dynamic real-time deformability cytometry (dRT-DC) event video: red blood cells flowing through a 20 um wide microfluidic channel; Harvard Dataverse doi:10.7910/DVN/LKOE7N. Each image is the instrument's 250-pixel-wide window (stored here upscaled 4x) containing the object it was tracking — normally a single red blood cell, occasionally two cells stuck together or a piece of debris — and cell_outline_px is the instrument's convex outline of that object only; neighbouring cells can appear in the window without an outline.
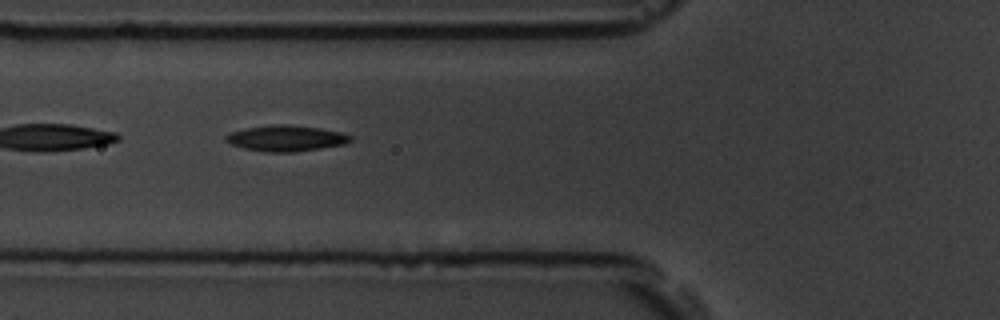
{"species": "common noctule bat (a hibernating species)", "species_latin": "Nyctalus noctula", "temperature_condition": "room temperature", "stored_images_in_passage": 7, "camera_frame_rate_fps": 3000, "um_per_image_px": 0.085, "animal": {"sex": "male", "body_mass_g": 19.5, "forearm_length_mm": 54.6}, "frame": {"image": 1, "passage_image": 6, "time_ms": 1.667, "image_size_px": [1000, 320], "cell_outline_px": [[352, 140], [344, 144], [296, 152], [268, 152], [244, 148], [232, 144], [224, 140], [224, 136], [228, 132], [244, 128], [272, 124], [288, 124], [320, 128], [340, 132], [352, 136]], "centroid_in_image_um": [24.27, 11.74], "position_along_channel_um": 101.5, "area_um2": 18.9}}